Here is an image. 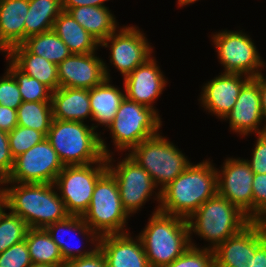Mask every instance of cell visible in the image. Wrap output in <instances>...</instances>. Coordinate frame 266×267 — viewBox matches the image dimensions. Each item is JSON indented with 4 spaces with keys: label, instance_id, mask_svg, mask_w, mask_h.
<instances>
[{
    "label": "cell",
    "instance_id": "1",
    "mask_svg": "<svg viewBox=\"0 0 266 267\" xmlns=\"http://www.w3.org/2000/svg\"><path fill=\"white\" fill-rule=\"evenodd\" d=\"M1 188L5 208L21 217L29 228L45 229L69 216L53 183L1 182Z\"/></svg>",
    "mask_w": 266,
    "mask_h": 267
},
{
    "label": "cell",
    "instance_id": "2",
    "mask_svg": "<svg viewBox=\"0 0 266 267\" xmlns=\"http://www.w3.org/2000/svg\"><path fill=\"white\" fill-rule=\"evenodd\" d=\"M217 194V171L209 159L191 163L160 191L159 211L188 219Z\"/></svg>",
    "mask_w": 266,
    "mask_h": 267
},
{
    "label": "cell",
    "instance_id": "3",
    "mask_svg": "<svg viewBox=\"0 0 266 267\" xmlns=\"http://www.w3.org/2000/svg\"><path fill=\"white\" fill-rule=\"evenodd\" d=\"M92 125L79 121L53 119L46 138L64 166L86 165L113 155Z\"/></svg>",
    "mask_w": 266,
    "mask_h": 267
},
{
    "label": "cell",
    "instance_id": "4",
    "mask_svg": "<svg viewBox=\"0 0 266 267\" xmlns=\"http://www.w3.org/2000/svg\"><path fill=\"white\" fill-rule=\"evenodd\" d=\"M138 236L150 267L170 264L190 246L187 219L162 213L159 206Z\"/></svg>",
    "mask_w": 266,
    "mask_h": 267
},
{
    "label": "cell",
    "instance_id": "5",
    "mask_svg": "<svg viewBox=\"0 0 266 267\" xmlns=\"http://www.w3.org/2000/svg\"><path fill=\"white\" fill-rule=\"evenodd\" d=\"M252 220L226 198L216 194L204 202L188 219L189 240L193 233L210 242L214 250L231 236L240 232Z\"/></svg>",
    "mask_w": 266,
    "mask_h": 267
},
{
    "label": "cell",
    "instance_id": "6",
    "mask_svg": "<svg viewBox=\"0 0 266 267\" xmlns=\"http://www.w3.org/2000/svg\"><path fill=\"white\" fill-rule=\"evenodd\" d=\"M160 134L143 140L127 153L149 173L159 191L191 164L176 145Z\"/></svg>",
    "mask_w": 266,
    "mask_h": 267
},
{
    "label": "cell",
    "instance_id": "7",
    "mask_svg": "<svg viewBox=\"0 0 266 267\" xmlns=\"http://www.w3.org/2000/svg\"><path fill=\"white\" fill-rule=\"evenodd\" d=\"M159 111L124 98L107 126L117 151L130 152L143 140L158 134L162 126Z\"/></svg>",
    "mask_w": 266,
    "mask_h": 267
},
{
    "label": "cell",
    "instance_id": "8",
    "mask_svg": "<svg viewBox=\"0 0 266 267\" xmlns=\"http://www.w3.org/2000/svg\"><path fill=\"white\" fill-rule=\"evenodd\" d=\"M130 216L122 205L116 179L107 171L95 185L88 210L82 216L84 222L102 236L127 232Z\"/></svg>",
    "mask_w": 266,
    "mask_h": 267
},
{
    "label": "cell",
    "instance_id": "9",
    "mask_svg": "<svg viewBox=\"0 0 266 267\" xmlns=\"http://www.w3.org/2000/svg\"><path fill=\"white\" fill-rule=\"evenodd\" d=\"M107 171L106 157L92 164L64 166L53 184L69 215L83 216L97 181Z\"/></svg>",
    "mask_w": 266,
    "mask_h": 267
},
{
    "label": "cell",
    "instance_id": "10",
    "mask_svg": "<svg viewBox=\"0 0 266 267\" xmlns=\"http://www.w3.org/2000/svg\"><path fill=\"white\" fill-rule=\"evenodd\" d=\"M211 36L224 73H240L255 78L266 68L254 41L242 30H221Z\"/></svg>",
    "mask_w": 266,
    "mask_h": 267
},
{
    "label": "cell",
    "instance_id": "11",
    "mask_svg": "<svg viewBox=\"0 0 266 267\" xmlns=\"http://www.w3.org/2000/svg\"><path fill=\"white\" fill-rule=\"evenodd\" d=\"M112 157V155L106 157L107 170L117 181L122 205L129 215L137 213L154 193L156 195L154 199H158L160 204V191L157 193L154 191L157 187L144 168L127 154L117 165L113 163L115 160Z\"/></svg>",
    "mask_w": 266,
    "mask_h": 267
},
{
    "label": "cell",
    "instance_id": "12",
    "mask_svg": "<svg viewBox=\"0 0 266 267\" xmlns=\"http://www.w3.org/2000/svg\"><path fill=\"white\" fill-rule=\"evenodd\" d=\"M64 168L57 152L45 138L28 151L14 158L8 178L2 182L54 183Z\"/></svg>",
    "mask_w": 266,
    "mask_h": 267
},
{
    "label": "cell",
    "instance_id": "13",
    "mask_svg": "<svg viewBox=\"0 0 266 267\" xmlns=\"http://www.w3.org/2000/svg\"><path fill=\"white\" fill-rule=\"evenodd\" d=\"M100 46L110 48V63L123 78L151 58L154 52L145 34L136 26L119 28V31L116 30Z\"/></svg>",
    "mask_w": 266,
    "mask_h": 267
},
{
    "label": "cell",
    "instance_id": "14",
    "mask_svg": "<svg viewBox=\"0 0 266 267\" xmlns=\"http://www.w3.org/2000/svg\"><path fill=\"white\" fill-rule=\"evenodd\" d=\"M217 194L237 206L253 221V177L249 163L243 158L227 157L217 169Z\"/></svg>",
    "mask_w": 266,
    "mask_h": 267
},
{
    "label": "cell",
    "instance_id": "15",
    "mask_svg": "<svg viewBox=\"0 0 266 267\" xmlns=\"http://www.w3.org/2000/svg\"><path fill=\"white\" fill-rule=\"evenodd\" d=\"M266 240V221H251L214 250L215 267H250L251 256Z\"/></svg>",
    "mask_w": 266,
    "mask_h": 267
},
{
    "label": "cell",
    "instance_id": "16",
    "mask_svg": "<svg viewBox=\"0 0 266 267\" xmlns=\"http://www.w3.org/2000/svg\"><path fill=\"white\" fill-rule=\"evenodd\" d=\"M94 53L71 54L57 65L59 87L92 89L111 80L106 63Z\"/></svg>",
    "mask_w": 266,
    "mask_h": 267
},
{
    "label": "cell",
    "instance_id": "17",
    "mask_svg": "<svg viewBox=\"0 0 266 267\" xmlns=\"http://www.w3.org/2000/svg\"><path fill=\"white\" fill-rule=\"evenodd\" d=\"M223 120H228L230 130L242 137L250 133L257 135L266 132V128L262 126L264 123L259 83L255 78H250L243 85L234 107Z\"/></svg>",
    "mask_w": 266,
    "mask_h": 267
},
{
    "label": "cell",
    "instance_id": "18",
    "mask_svg": "<svg viewBox=\"0 0 266 267\" xmlns=\"http://www.w3.org/2000/svg\"><path fill=\"white\" fill-rule=\"evenodd\" d=\"M249 79L244 74L222 72L204 84L199 98L201 106L222 120L234 107L241 88Z\"/></svg>",
    "mask_w": 266,
    "mask_h": 267
},
{
    "label": "cell",
    "instance_id": "19",
    "mask_svg": "<svg viewBox=\"0 0 266 267\" xmlns=\"http://www.w3.org/2000/svg\"><path fill=\"white\" fill-rule=\"evenodd\" d=\"M156 62L152 56L123 78L125 97L153 109L154 101L161 96L168 82Z\"/></svg>",
    "mask_w": 266,
    "mask_h": 267
},
{
    "label": "cell",
    "instance_id": "20",
    "mask_svg": "<svg viewBox=\"0 0 266 267\" xmlns=\"http://www.w3.org/2000/svg\"><path fill=\"white\" fill-rule=\"evenodd\" d=\"M130 232L100 236L99 249L108 267H150L139 236Z\"/></svg>",
    "mask_w": 266,
    "mask_h": 267
},
{
    "label": "cell",
    "instance_id": "21",
    "mask_svg": "<svg viewBox=\"0 0 266 267\" xmlns=\"http://www.w3.org/2000/svg\"><path fill=\"white\" fill-rule=\"evenodd\" d=\"M45 229L51 236V239L59 247L65 262L76 258L90 256L99 248L100 236L84 222L82 216L69 215L65 219L47 226ZM66 231L67 233L72 232L74 234L77 233L78 235H83L82 239H87L86 242H90L94 247L92 246L89 250L76 248L77 246L72 247L68 244L69 240L67 241L66 237H63L64 233L67 234Z\"/></svg>",
    "mask_w": 266,
    "mask_h": 267
},
{
    "label": "cell",
    "instance_id": "22",
    "mask_svg": "<svg viewBox=\"0 0 266 267\" xmlns=\"http://www.w3.org/2000/svg\"><path fill=\"white\" fill-rule=\"evenodd\" d=\"M51 103L53 119L79 122L87 118L92 120L89 89L59 87L52 91Z\"/></svg>",
    "mask_w": 266,
    "mask_h": 267
},
{
    "label": "cell",
    "instance_id": "23",
    "mask_svg": "<svg viewBox=\"0 0 266 267\" xmlns=\"http://www.w3.org/2000/svg\"><path fill=\"white\" fill-rule=\"evenodd\" d=\"M20 70L45 84L52 91L59 88L57 65L30 53L22 44L11 48L8 57Z\"/></svg>",
    "mask_w": 266,
    "mask_h": 267
},
{
    "label": "cell",
    "instance_id": "24",
    "mask_svg": "<svg viewBox=\"0 0 266 267\" xmlns=\"http://www.w3.org/2000/svg\"><path fill=\"white\" fill-rule=\"evenodd\" d=\"M110 83L109 79H105L100 85L89 89L91 121L97 123L96 126H93L95 129L99 125L106 128L114 120L115 114L125 98L121 88Z\"/></svg>",
    "mask_w": 266,
    "mask_h": 267
},
{
    "label": "cell",
    "instance_id": "25",
    "mask_svg": "<svg viewBox=\"0 0 266 267\" xmlns=\"http://www.w3.org/2000/svg\"><path fill=\"white\" fill-rule=\"evenodd\" d=\"M29 0H0V34L10 47L25 40V19Z\"/></svg>",
    "mask_w": 266,
    "mask_h": 267
},
{
    "label": "cell",
    "instance_id": "26",
    "mask_svg": "<svg viewBox=\"0 0 266 267\" xmlns=\"http://www.w3.org/2000/svg\"><path fill=\"white\" fill-rule=\"evenodd\" d=\"M68 12L100 44L119 28L107 6H79Z\"/></svg>",
    "mask_w": 266,
    "mask_h": 267
},
{
    "label": "cell",
    "instance_id": "27",
    "mask_svg": "<svg viewBox=\"0 0 266 267\" xmlns=\"http://www.w3.org/2000/svg\"><path fill=\"white\" fill-rule=\"evenodd\" d=\"M54 32L72 54L94 53L100 43L92 37L67 11H62L54 22Z\"/></svg>",
    "mask_w": 266,
    "mask_h": 267
},
{
    "label": "cell",
    "instance_id": "28",
    "mask_svg": "<svg viewBox=\"0 0 266 267\" xmlns=\"http://www.w3.org/2000/svg\"><path fill=\"white\" fill-rule=\"evenodd\" d=\"M62 11V0H29V10L25 19V39L53 30L54 22Z\"/></svg>",
    "mask_w": 266,
    "mask_h": 267
},
{
    "label": "cell",
    "instance_id": "29",
    "mask_svg": "<svg viewBox=\"0 0 266 267\" xmlns=\"http://www.w3.org/2000/svg\"><path fill=\"white\" fill-rule=\"evenodd\" d=\"M25 240L34 264L63 267L65 261L57 244L44 228H29Z\"/></svg>",
    "mask_w": 266,
    "mask_h": 267
},
{
    "label": "cell",
    "instance_id": "30",
    "mask_svg": "<svg viewBox=\"0 0 266 267\" xmlns=\"http://www.w3.org/2000/svg\"><path fill=\"white\" fill-rule=\"evenodd\" d=\"M22 45L30 53L41 56L56 65L72 54L54 30L29 36Z\"/></svg>",
    "mask_w": 266,
    "mask_h": 267
},
{
    "label": "cell",
    "instance_id": "31",
    "mask_svg": "<svg viewBox=\"0 0 266 267\" xmlns=\"http://www.w3.org/2000/svg\"><path fill=\"white\" fill-rule=\"evenodd\" d=\"M53 120L51 101L22 102L17 108V124L47 136Z\"/></svg>",
    "mask_w": 266,
    "mask_h": 267
},
{
    "label": "cell",
    "instance_id": "32",
    "mask_svg": "<svg viewBox=\"0 0 266 267\" xmlns=\"http://www.w3.org/2000/svg\"><path fill=\"white\" fill-rule=\"evenodd\" d=\"M6 59L9 65L7 70L16 79L23 102L51 101L52 90L49 87L20 70L9 58Z\"/></svg>",
    "mask_w": 266,
    "mask_h": 267
},
{
    "label": "cell",
    "instance_id": "33",
    "mask_svg": "<svg viewBox=\"0 0 266 267\" xmlns=\"http://www.w3.org/2000/svg\"><path fill=\"white\" fill-rule=\"evenodd\" d=\"M5 210L4 207L0 211V253L25 240L29 229L21 217L11 212L6 213Z\"/></svg>",
    "mask_w": 266,
    "mask_h": 267
},
{
    "label": "cell",
    "instance_id": "34",
    "mask_svg": "<svg viewBox=\"0 0 266 267\" xmlns=\"http://www.w3.org/2000/svg\"><path fill=\"white\" fill-rule=\"evenodd\" d=\"M45 138L46 136L40 131L17 125L8 132L9 147L13 158L28 151Z\"/></svg>",
    "mask_w": 266,
    "mask_h": 267
},
{
    "label": "cell",
    "instance_id": "35",
    "mask_svg": "<svg viewBox=\"0 0 266 267\" xmlns=\"http://www.w3.org/2000/svg\"><path fill=\"white\" fill-rule=\"evenodd\" d=\"M190 243L187 250L170 264L163 267H215L214 252Z\"/></svg>",
    "mask_w": 266,
    "mask_h": 267
},
{
    "label": "cell",
    "instance_id": "36",
    "mask_svg": "<svg viewBox=\"0 0 266 267\" xmlns=\"http://www.w3.org/2000/svg\"><path fill=\"white\" fill-rule=\"evenodd\" d=\"M23 100L14 76L6 69L0 77V105L17 110Z\"/></svg>",
    "mask_w": 266,
    "mask_h": 267
},
{
    "label": "cell",
    "instance_id": "37",
    "mask_svg": "<svg viewBox=\"0 0 266 267\" xmlns=\"http://www.w3.org/2000/svg\"><path fill=\"white\" fill-rule=\"evenodd\" d=\"M32 264L26 240L0 253V267H29Z\"/></svg>",
    "mask_w": 266,
    "mask_h": 267
},
{
    "label": "cell",
    "instance_id": "38",
    "mask_svg": "<svg viewBox=\"0 0 266 267\" xmlns=\"http://www.w3.org/2000/svg\"><path fill=\"white\" fill-rule=\"evenodd\" d=\"M252 191L253 221H266V173H254Z\"/></svg>",
    "mask_w": 266,
    "mask_h": 267
},
{
    "label": "cell",
    "instance_id": "39",
    "mask_svg": "<svg viewBox=\"0 0 266 267\" xmlns=\"http://www.w3.org/2000/svg\"><path fill=\"white\" fill-rule=\"evenodd\" d=\"M252 158L246 159L254 173H266V132L257 134V140L253 147Z\"/></svg>",
    "mask_w": 266,
    "mask_h": 267
},
{
    "label": "cell",
    "instance_id": "40",
    "mask_svg": "<svg viewBox=\"0 0 266 267\" xmlns=\"http://www.w3.org/2000/svg\"><path fill=\"white\" fill-rule=\"evenodd\" d=\"M14 165L8 140V132L0 130V182L6 180Z\"/></svg>",
    "mask_w": 266,
    "mask_h": 267
},
{
    "label": "cell",
    "instance_id": "41",
    "mask_svg": "<svg viewBox=\"0 0 266 267\" xmlns=\"http://www.w3.org/2000/svg\"><path fill=\"white\" fill-rule=\"evenodd\" d=\"M63 267H108L106 259L98 248L92 255L66 261Z\"/></svg>",
    "mask_w": 266,
    "mask_h": 267
},
{
    "label": "cell",
    "instance_id": "42",
    "mask_svg": "<svg viewBox=\"0 0 266 267\" xmlns=\"http://www.w3.org/2000/svg\"><path fill=\"white\" fill-rule=\"evenodd\" d=\"M17 125V110L0 105V130L10 132Z\"/></svg>",
    "mask_w": 266,
    "mask_h": 267
},
{
    "label": "cell",
    "instance_id": "43",
    "mask_svg": "<svg viewBox=\"0 0 266 267\" xmlns=\"http://www.w3.org/2000/svg\"><path fill=\"white\" fill-rule=\"evenodd\" d=\"M105 1L109 0H62V9L68 12L71 8L79 6L103 7Z\"/></svg>",
    "mask_w": 266,
    "mask_h": 267
},
{
    "label": "cell",
    "instance_id": "44",
    "mask_svg": "<svg viewBox=\"0 0 266 267\" xmlns=\"http://www.w3.org/2000/svg\"><path fill=\"white\" fill-rule=\"evenodd\" d=\"M250 267H266V240L256 249L255 256H251Z\"/></svg>",
    "mask_w": 266,
    "mask_h": 267
},
{
    "label": "cell",
    "instance_id": "45",
    "mask_svg": "<svg viewBox=\"0 0 266 267\" xmlns=\"http://www.w3.org/2000/svg\"><path fill=\"white\" fill-rule=\"evenodd\" d=\"M255 79L259 83V90H260V96H261V108H262V114H263V121H264V127L266 128V76L264 77V74L261 73L255 77Z\"/></svg>",
    "mask_w": 266,
    "mask_h": 267
},
{
    "label": "cell",
    "instance_id": "46",
    "mask_svg": "<svg viewBox=\"0 0 266 267\" xmlns=\"http://www.w3.org/2000/svg\"><path fill=\"white\" fill-rule=\"evenodd\" d=\"M4 52L6 57L8 58L10 55L11 48L3 41L2 36L0 34V52Z\"/></svg>",
    "mask_w": 266,
    "mask_h": 267
},
{
    "label": "cell",
    "instance_id": "47",
    "mask_svg": "<svg viewBox=\"0 0 266 267\" xmlns=\"http://www.w3.org/2000/svg\"><path fill=\"white\" fill-rule=\"evenodd\" d=\"M196 1L198 0H177V4L179 7H183V6H186V5H190L191 3H195Z\"/></svg>",
    "mask_w": 266,
    "mask_h": 267
},
{
    "label": "cell",
    "instance_id": "48",
    "mask_svg": "<svg viewBox=\"0 0 266 267\" xmlns=\"http://www.w3.org/2000/svg\"><path fill=\"white\" fill-rule=\"evenodd\" d=\"M29 267H57V266H52L48 264H34L32 263Z\"/></svg>",
    "mask_w": 266,
    "mask_h": 267
},
{
    "label": "cell",
    "instance_id": "49",
    "mask_svg": "<svg viewBox=\"0 0 266 267\" xmlns=\"http://www.w3.org/2000/svg\"><path fill=\"white\" fill-rule=\"evenodd\" d=\"M5 207L4 201L2 199L1 193H0V211Z\"/></svg>",
    "mask_w": 266,
    "mask_h": 267
}]
</instances>
